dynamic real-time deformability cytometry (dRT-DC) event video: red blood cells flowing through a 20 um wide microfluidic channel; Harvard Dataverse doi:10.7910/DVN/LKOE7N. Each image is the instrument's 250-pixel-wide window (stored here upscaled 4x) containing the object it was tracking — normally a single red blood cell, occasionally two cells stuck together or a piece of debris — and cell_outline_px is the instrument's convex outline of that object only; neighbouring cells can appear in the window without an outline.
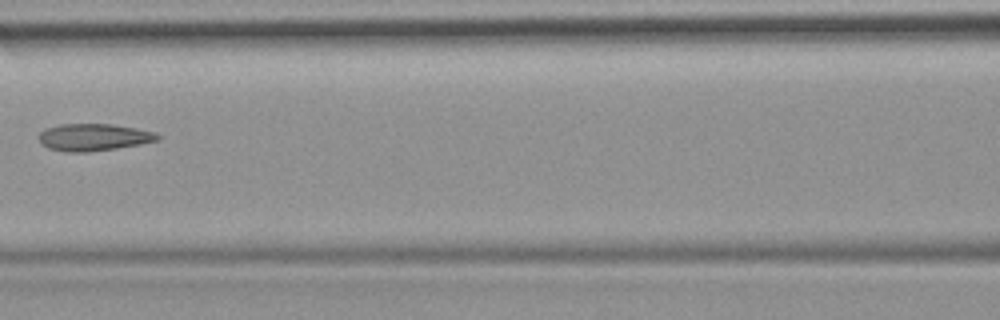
{"species": "common noctule bat (a hibernating species)", "species_latin": "Nyctalus noctula", "temperature_condition": "room temperature", "stored_images_in_passage": 8, "camera_frame_rate_fps": 3000, "um_per_image_px": 0.085, "animal": {"sex": "female", "body_mass_g": 19.9}, "frame": {"image": 1, "passage_image": 7, "time_ms": 7.0, "image_size_px": [1000, 320], "cell_outline_px": [[160, 140], [140, 144], [116, 148], [88, 152], [68, 152], [48, 148], [40, 140], [40, 132], [48, 128], [60, 124], [112, 124], [136, 128], [156, 132], [160, 136]], "centroid_in_image_um": [8.01, 11.66], "position_along_channel_um": 158.6, "area_um2": 18.61}}
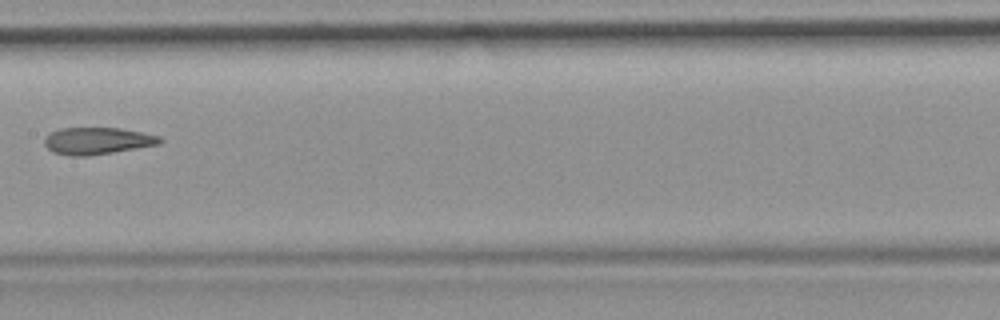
{"frame": {"image": 2, "passage_image": 8, "time_ms": 8.0, "image_size_px": [1000, 320], "cell_outline_px": [[164, 140], [160, 144], [88, 156], [68, 156], [52, 152], [44, 144], [44, 136], [60, 128], [120, 128], [144, 132], [160, 136]], "centroid_in_image_um": [8.27, 11.97], "position_along_channel_um": 199.1, "area_um2": 18.26}}